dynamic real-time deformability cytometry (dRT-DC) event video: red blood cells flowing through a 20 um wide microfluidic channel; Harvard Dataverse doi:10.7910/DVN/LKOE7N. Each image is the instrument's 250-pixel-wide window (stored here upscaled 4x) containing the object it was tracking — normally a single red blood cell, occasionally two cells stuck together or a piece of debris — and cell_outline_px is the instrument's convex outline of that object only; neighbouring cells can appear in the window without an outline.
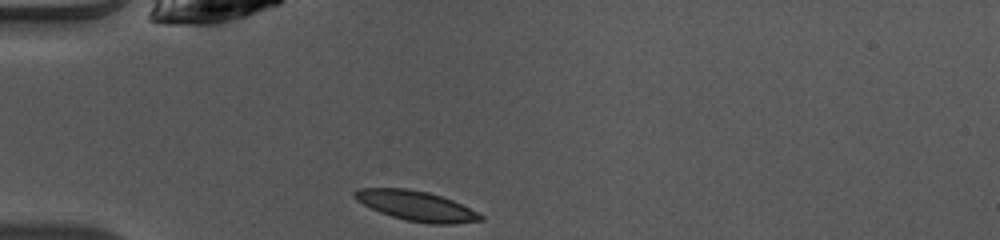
{"species": "common noctule bat (a hibernating species)", "species_latin": "Nyctalus noctula", "temperature_condition": "warm", "stored_images_in_passage": 36, "camera_frame_rate_fps": 3000, "um_per_image_px": 0.085, "animal": {"sex": "female", "body_mass_g": 10.0, "forearm_length_mm": 53.1}, "frame": {"image": 1, "passage_image": 1, "time_ms": 0.0, "image_size_px": [1000, 240], "cell_outline_px": [[484, 220], [456, 224], [432, 224], [404, 220], [380, 212], [356, 200], [352, 196], [352, 192], [360, 188], [408, 188], [428, 192], [452, 200], [484, 216]], "centroid_in_image_um": [35.37, 17.5], "position_along_channel_um": 49.6, "area_um2": 21.85}}
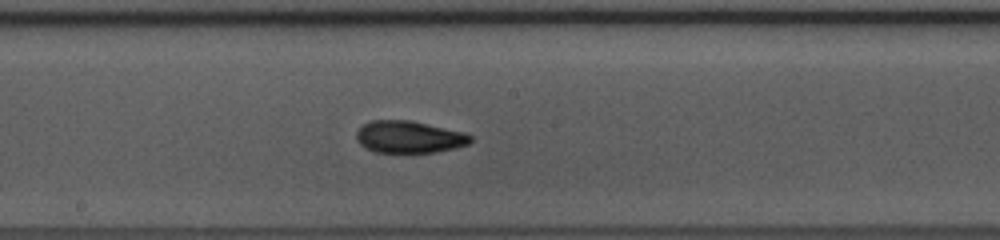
{"frame": {"image": 2, "passage_image": 14, "time_ms": 4.333, "image_size_px": [1000, 240], "cell_outline_px": [[472, 140], [468, 144], [456, 148], [436, 152], [376, 152], [364, 148], [356, 140], [356, 132], [368, 120], [412, 120], [464, 132], [472, 136]], "centroid_in_image_um": [34.76, 11.63], "position_along_channel_um": 213.4, "area_um2": 21.5}}
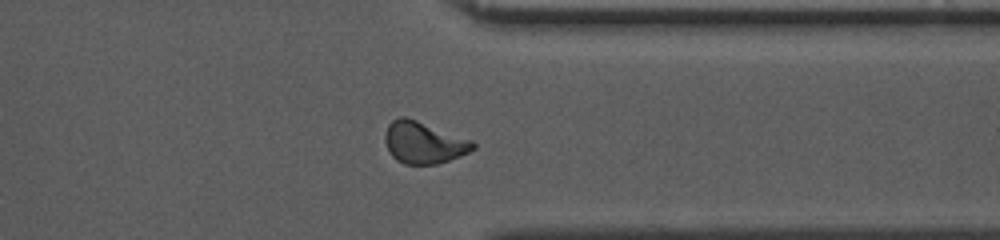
{"frame": {"image": 3, "passage_image": 26, "time_ms": 8.333, "image_size_px": [1000, 240], "cell_outline_px": [[476, 148], [460, 156], [436, 164], [404, 164], [396, 160], [388, 152], [384, 140], [384, 136], [388, 124], [392, 120], [400, 116], [404, 116], [416, 120], [472, 140], [476, 144]], "centroid_in_image_um": [35.98, 12.12], "position_along_channel_um": 375.4, "area_um2": 21.44}, "authors_computed_cell_mechanics": {"area_um2": 21.1837, "velocity_mm_per_s": 4.0843, "shape_relaxation_time_tau1_ms": 2.7101, "shape_relaxation_time_tau2_ms": 1.8927, "deformation_change_tau1": 0.1405, "deformation_change_tau2": 0.0668}}